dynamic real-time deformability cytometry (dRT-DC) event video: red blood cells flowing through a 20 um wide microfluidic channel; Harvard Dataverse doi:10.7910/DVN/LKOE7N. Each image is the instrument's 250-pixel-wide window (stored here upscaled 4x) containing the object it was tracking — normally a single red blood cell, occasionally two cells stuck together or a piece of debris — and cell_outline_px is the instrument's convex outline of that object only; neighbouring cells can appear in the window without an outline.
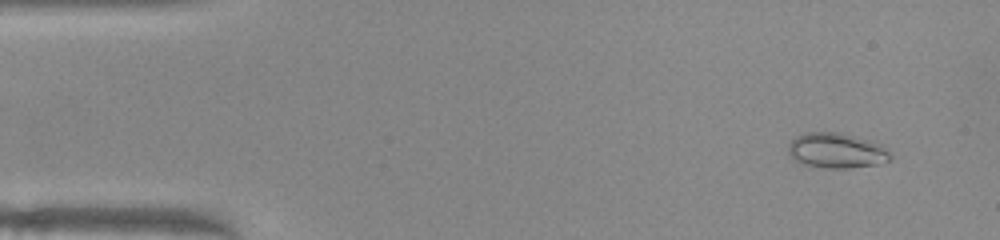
{"species": "common noctule bat (a hibernating species)", "species_latin": "Nyctalus noctula", "temperature_condition": "warm", "stored_images_in_passage": 48, "camera_frame_rate_fps": 3000, "um_per_image_px": 0.085, "animal": {"sex": "female", "body_mass_g": 22.0, "forearm_length_mm": 56.7}, "frame": {"image": 1, "passage_image": 1, "time_ms": 0.0, "image_size_px": [1000, 240], "cell_outline_px": [[892, 160], [880, 164], [848, 168], [824, 168], [804, 164], [792, 160], [788, 156], [788, 144], [796, 136], [804, 132], [840, 132], [876, 140], [892, 156]], "centroid_in_image_um": [71.11, 12.79], "position_along_channel_um": 13.9, "area_um2": 21.5}}
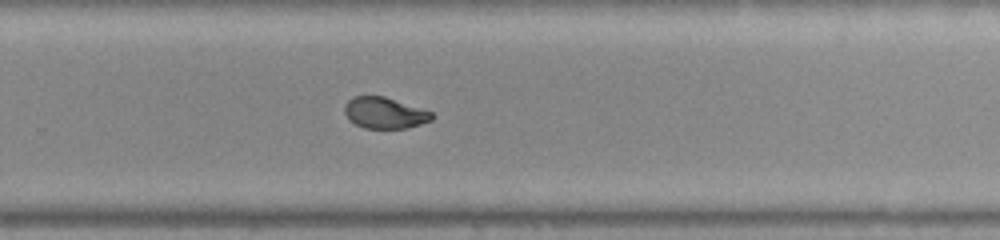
{"frame": {"image": 2, "passage_image": 30, "time_ms": 9.667, "image_size_px": [1000, 240], "cell_outline_px": [[436, 116], [432, 120], [408, 128], [364, 128], [348, 120], [344, 112], [344, 104], [352, 96], [384, 96], [432, 112]], "centroid_in_image_um": [32.68, 9.6], "position_along_channel_um": 297.1, "area_um2": 15.95}}
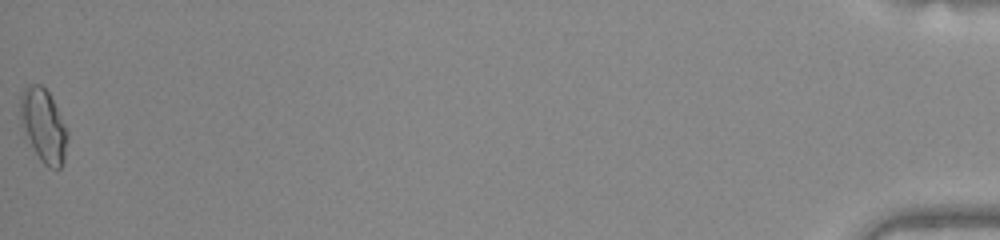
{"frame": {"image": 3, "passage_image": 48, "time_ms": 15.667, "image_size_px": [1000, 240], "cell_outline_px": [[68, 136], [64, 160], [60, 168], [48, 168], [40, 160], [32, 148], [20, 120], [20, 96], [24, 88], [28, 84], [40, 84], [48, 92], [68, 132]], "centroid_in_image_um": [3.69, 10.68], "position_along_channel_um": 431.5, "area_um2": 19.88}, "authors_computed_cell_mechanics": {"area_um2": 17.3689, "velocity_mm_per_s": 4.0124, "shape_relaxation_time_tau1_ms": 7.1137, "shape_relaxation_time_tau2_ms": 1.0567, "deformation_change_tau1": 0.2008, "deformation_change_tau2": 0.0516}}